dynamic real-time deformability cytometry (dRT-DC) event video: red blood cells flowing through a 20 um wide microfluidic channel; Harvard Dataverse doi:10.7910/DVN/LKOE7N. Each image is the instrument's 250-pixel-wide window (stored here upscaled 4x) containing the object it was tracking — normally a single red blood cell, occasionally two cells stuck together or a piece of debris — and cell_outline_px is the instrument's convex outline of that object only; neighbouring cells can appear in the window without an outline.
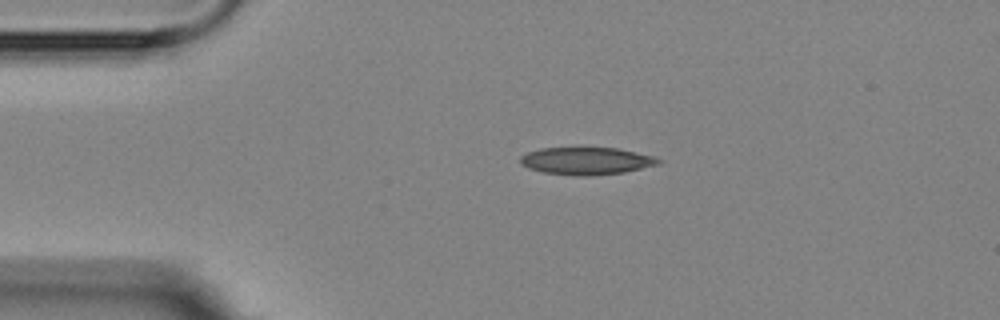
{"species": "Egyptian fruit bat (a non-hibernating species)", "species_latin": "Rousettus aegyptiacus", "temperature_condition": "room temperature", "stored_images_in_passage": 3, "camera_frame_rate_fps": 3000, "um_per_image_px": 0.085, "animal": {"sex": "female"}, "frame": {"image": 1, "passage_image": 1, "time_ms": 0.0, "image_size_px": [1000, 320], "cell_outline_px": [[664, 160], [660, 164], [624, 172], [592, 176], [576, 176], [544, 172], [528, 168], [520, 164], [520, 156], [528, 152], [540, 148], [616, 148], [652, 156]], "centroid_in_image_um": [49.83, 13.69], "position_along_channel_um": 35.2, "area_um2": 22.02}}
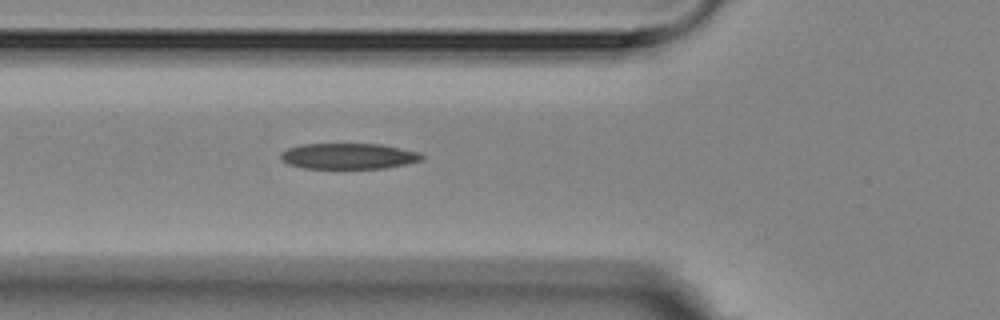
{"frame": {"image": 2, "passage_image": 3, "time_ms": 2.667, "image_size_px": [1000, 320], "cell_outline_px": [[424, 160], [408, 164], [384, 168], [304, 168], [288, 164], [280, 160], [280, 152], [288, 148], [300, 144], [380, 144], [420, 152], [424, 156]], "centroid_in_image_um": [29.63, 13.27], "position_along_channel_um": 96.2, "area_um2": 21.39}}